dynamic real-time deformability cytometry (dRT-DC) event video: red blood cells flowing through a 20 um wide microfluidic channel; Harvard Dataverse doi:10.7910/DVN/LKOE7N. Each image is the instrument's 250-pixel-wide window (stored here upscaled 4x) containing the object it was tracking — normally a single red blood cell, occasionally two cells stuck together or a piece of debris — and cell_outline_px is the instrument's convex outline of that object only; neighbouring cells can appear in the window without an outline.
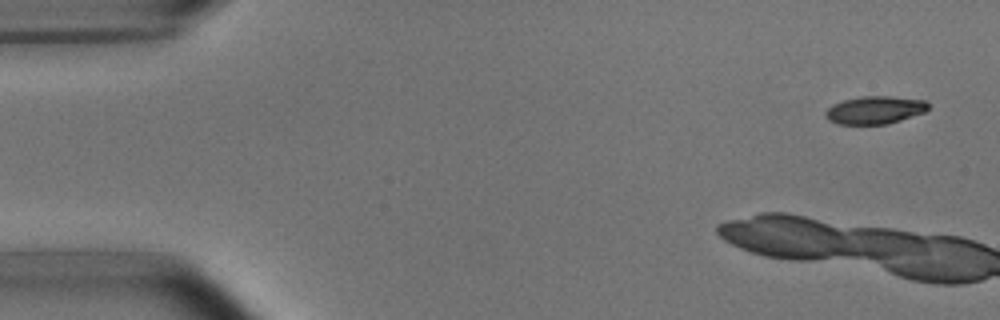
{"species": "common noctule bat (a hibernating species)", "species_latin": "Nyctalus noctula", "temperature_condition": "room temperature", "stored_images_in_passage": 7, "camera_frame_rate_fps": 3000, "um_per_image_px": 0.085, "animal": {"sex": "male", "body_mass_g": 15.6}, "frame": {"image": 1, "passage_image": 1, "time_ms": 0.0, "image_size_px": [1000, 320], "cell_outline_px": [[928, 108], [924, 112], [888, 124], [836, 124], [828, 120], [824, 116], [824, 112], [832, 104], [844, 100], [860, 96], [888, 96], [924, 100], [928, 104]], "centroid_in_image_um": [74.31, 9.35], "position_along_channel_um": 10.7, "area_um2": 16.65}}